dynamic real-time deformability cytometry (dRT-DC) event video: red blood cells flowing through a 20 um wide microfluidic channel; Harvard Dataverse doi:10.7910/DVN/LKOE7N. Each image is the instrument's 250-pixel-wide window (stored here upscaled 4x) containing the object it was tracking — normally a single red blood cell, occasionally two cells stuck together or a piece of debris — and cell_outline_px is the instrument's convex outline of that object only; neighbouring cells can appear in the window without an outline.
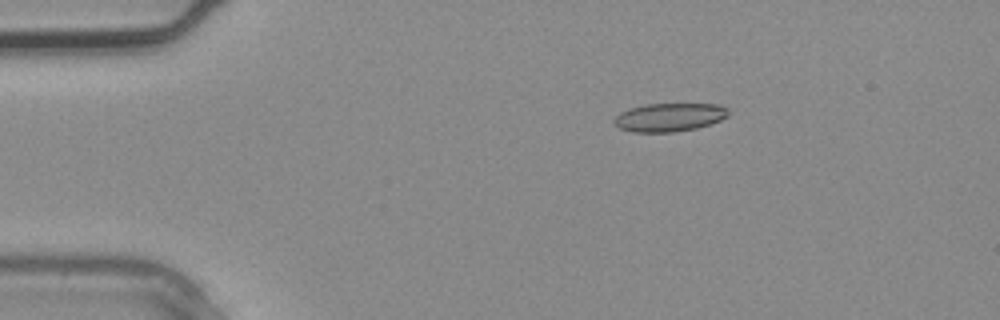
{"species": "common noctule bat (a hibernating species)", "species_latin": "Nyctalus noctula", "temperature_condition": "warm", "stored_images_in_passage": 1, "camera_frame_rate_fps": 3000, "um_per_image_px": 0.085, "animal": {"sex": "male", "body_mass_g": 20.4}, "frame": {"image": 1, "passage_image": 1, "time_ms": 0.0, "image_size_px": [1000, 320], "cell_outline_px": [[728, 116], [720, 120], [696, 128], [672, 132], [632, 132], [620, 128], [612, 120], [620, 112], [644, 104], [720, 104], [728, 108]], "centroid_in_image_um": [56.9, 9.96], "position_along_channel_um": 28.1, "area_um2": 18.79}}